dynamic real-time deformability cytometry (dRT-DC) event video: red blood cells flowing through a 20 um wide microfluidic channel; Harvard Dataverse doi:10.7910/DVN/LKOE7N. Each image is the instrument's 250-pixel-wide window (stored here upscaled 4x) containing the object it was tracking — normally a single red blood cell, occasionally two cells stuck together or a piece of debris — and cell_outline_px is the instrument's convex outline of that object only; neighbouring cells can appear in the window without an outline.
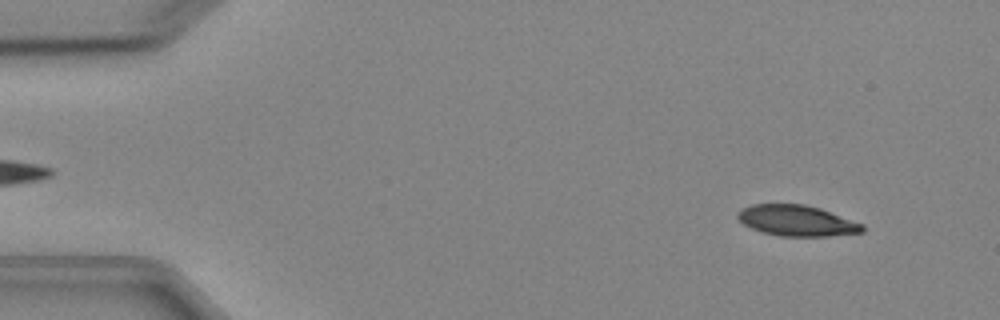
{"species": "Egyptian fruit bat (a non-hibernating species)", "species_latin": "Rousettus aegyptiacus", "temperature_condition": "cold", "stored_images_in_passage": 5, "camera_frame_rate_fps": 3000, "um_per_image_px": 0.085, "animal": {"sex": "female"}, "frame": {"image": 1, "passage_image": 1, "time_ms": 0.0, "image_size_px": [1000, 320], "cell_outline_px": [[864, 232], [828, 236], [780, 236], [764, 232], [752, 228], [744, 224], [736, 216], [736, 212], [740, 208], [752, 204], [804, 204], [820, 208], [864, 224]], "centroid_in_image_um": [67.72, 18.74], "position_along_channel_um": 17.3, "area_um2": 22.43}}